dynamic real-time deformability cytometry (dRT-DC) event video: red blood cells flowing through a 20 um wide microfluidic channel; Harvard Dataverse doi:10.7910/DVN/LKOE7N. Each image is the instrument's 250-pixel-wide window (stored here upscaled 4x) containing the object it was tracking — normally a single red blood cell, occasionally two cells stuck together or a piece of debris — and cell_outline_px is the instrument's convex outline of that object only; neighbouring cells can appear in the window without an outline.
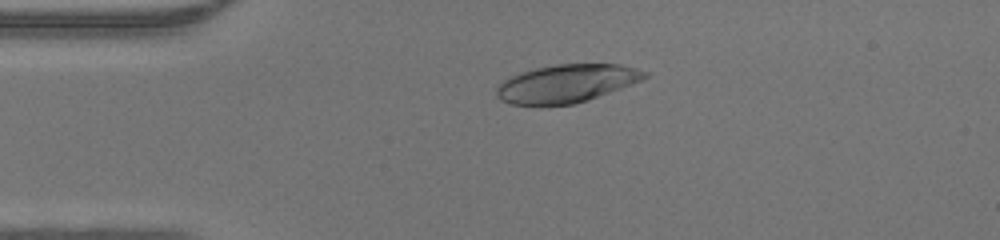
{"species": "human", "species_latin": "Homo sapiens", "temperature_condition": "warm", "stored_images_in_passage": 37, "camera_frame_rate_fps": 3000, "um_per_image_px": 0.085, "donor": {"sex": "male"}, "frame": {"image": 1, "passage_image": 1, "time_ms": 0.0, "image_size_px": [1000, 240], "cell_outline_px": [[648, 76], [640, 80], [620, 88], [588, 100], [572, 104], [540, 108], [508, 104], [500, 100], [496, 96], [496, 88], [508, 76], [520, 72], [536, 68], [556, 64], [620, 64], [636, 68], [648, 72]], "centroid_in_image_um": [48.06, 7.13], "position_along_channel_um": 36.9, "area_um2": 33.47}}
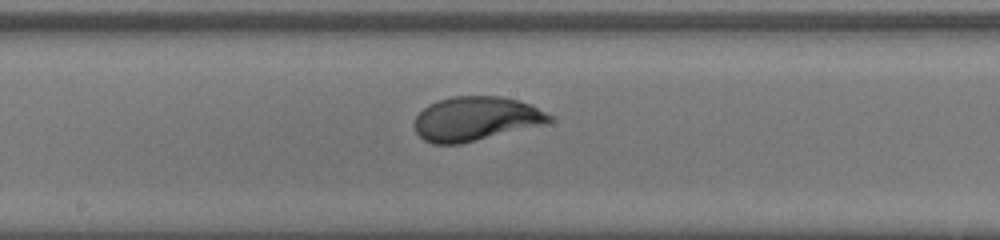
{"frame": {"image": 2, "passage_image": 15, "time_ms": 4.667, "image_size_px": [1000, 240], "cell_outline_px": [[552, 120], [544, 124], [460, 144], [432, 144], [424, 140], [416, 132], [412, 124], [416, 116], [428, 104], [452, 96], [500, 96], [532, 104], [552, 116]], "centroid_in_image_um": [40.4, 10.09], "position_along_channel_um": 207.8, "area_um2": 34.62}}
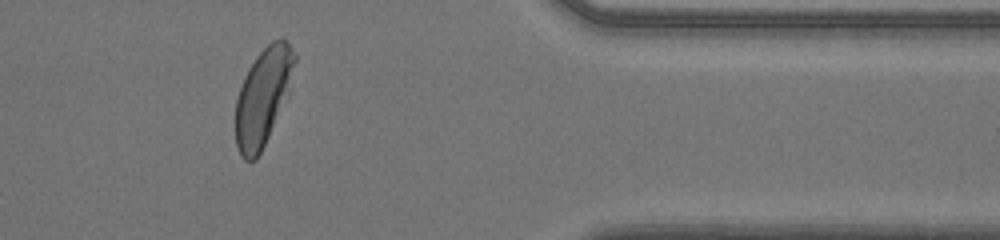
{"frame": {"image": 3, "passage_image": 29, "time_ms": 9.333, "image_size_px": [1000, 240], "cell_outline_px": [[296, 60], [288, 92], [268, 136], [256, 160], [244, 160], [240, 156], [236, 144], [236, 100], [244, 76], [248, 68], [256, 56], [272, 40], [284, 40], [292, 48], [296, 56]], "centroid_in_image_um": [22.33, 8.22], "position_along_channel_um": 389.1, "area_um2": 32.66}}